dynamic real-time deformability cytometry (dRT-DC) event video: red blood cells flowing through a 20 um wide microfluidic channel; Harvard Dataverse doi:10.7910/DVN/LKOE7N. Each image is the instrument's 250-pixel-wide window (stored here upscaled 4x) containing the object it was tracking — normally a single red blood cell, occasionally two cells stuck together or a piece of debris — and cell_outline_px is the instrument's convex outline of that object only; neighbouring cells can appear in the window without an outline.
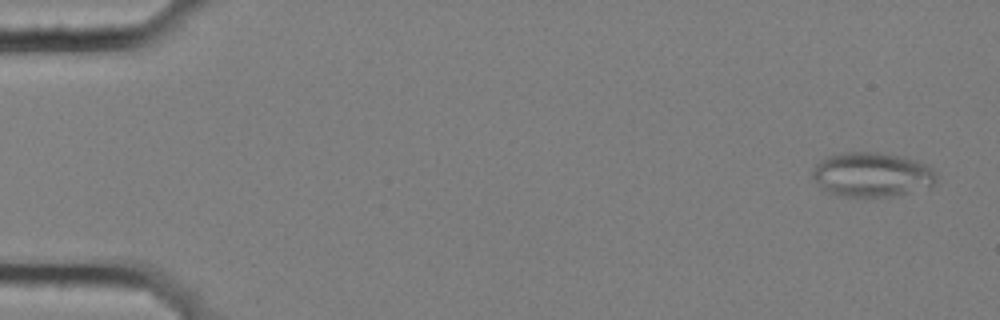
{"species": "common noctule bat (a hibernating species)", "species_latin": "Nyctalus noctula", "temperature_condition": "cold", "stored_images_in_passage": 6, "camera_frame_rate_fps": 3000, "um_per_image_px": 0.085, "animal": {"sex": "female", "body_mass_g": 25.1}, "frame": {"image": 1, "passage_image": 1, "time_ms": 0.0, "image_size_px": [1000, 320], "cell_outline_px": [[936, 184], [932, 188], [872, 200], [836, 196], [824, 192], [820, 188], [812, 176], [812, 172], [816, 164], [820, 160], [828, 156], [840, 152], [876, 152], [900, 156], [916, 160], [928, 164], [932, 168], [936, 176]], "centroid_in_image_um": [74.11, 14.9], "position_along_channel_um": 10.9, "area_um2": 33.47}}